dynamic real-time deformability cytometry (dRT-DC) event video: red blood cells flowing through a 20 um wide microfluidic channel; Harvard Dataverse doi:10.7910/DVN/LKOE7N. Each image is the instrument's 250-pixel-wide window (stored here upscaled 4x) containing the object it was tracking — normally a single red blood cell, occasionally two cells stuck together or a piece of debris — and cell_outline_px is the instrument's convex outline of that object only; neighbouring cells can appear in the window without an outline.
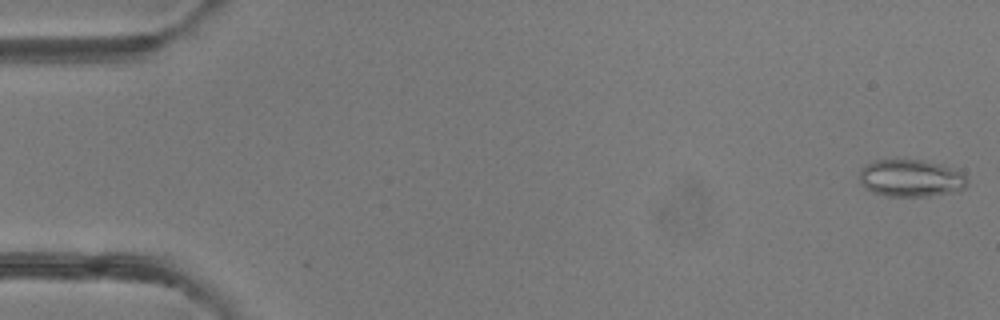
{"species": "common noctule bat (a hibernating species)", "species_latin": "Nyctalus noctula", "temperature_condition": "room temperature", "stored_images_in_passage": 49, "camera_frame_rate_fps": 3000, "um_per_image_px": 0.085, "animal": {"sex": "female"}, "frame": {"image": 1, "passage_image": 1, "time_ms": 0.0, "image_size_px": [1000, 320], "cell_outline_px": [[968, 184], [960, 192], [928, 196], [884, 196], [872, 192], [864, 188], [860, 184], [860, 172], [864, 164], [872, 160], [924, 160], [940, 164], [960, 172], [968, 180]], "centroid_in_image_um": [77.41, 15.16], "position_along_channel_um": 7.6, "area_um2": 23.7}}
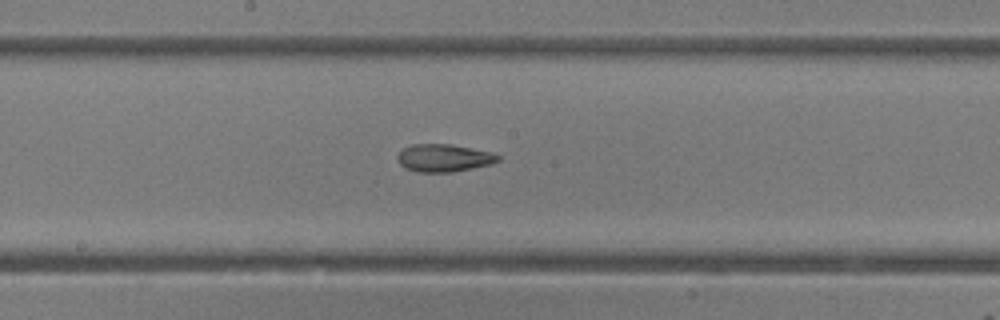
{"frame": {"image": 2, "passage_image": 26, "time_ms": 8.333, "image_size_px": [1000, 320], "cell_outline_px": [[500, 160], [492, 164], [452, 172], [420, 172], [404, 168], [396, 160], [396, 156], [404, 148], [412, 144], [452, 144], [492, 152], [500, 156]], "centroid_in_image_um": [37.73, 13.42], "position_along_channel_um": 210.5, "area_um2": 16.3}}
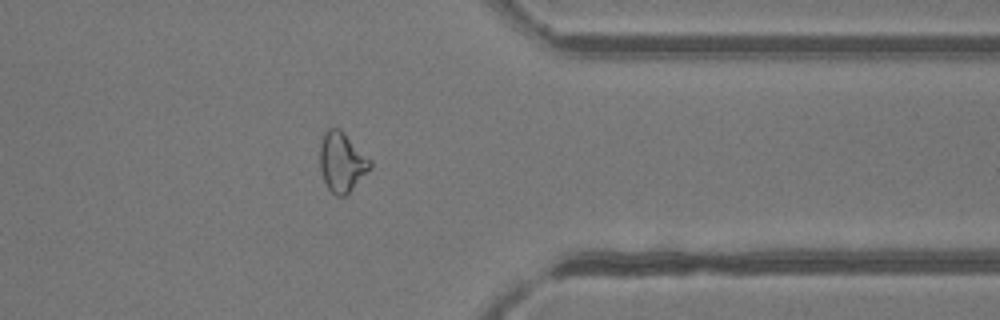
{"frame": {"image": 3, "passage_image": 39, "time_ms": 12.667, "image_size_px": [1000, 320], "cell_outline_px": [[372, 168], [344, 196], [336, 196], [328, 188], [324, 180], [320, 168], [320, 144], [324, 132], [328, 128], [340, 128], [372, 160]], "centroid_in_image_um": [29.07, 13.75], "position_along_channel_um": 382.3, "area_um2": 17.46}, "authors_computed_cell_mechanics": {"area_um2": 17.918, "velocity_mm_per_s": 4.2182, "shape_relaxation_time_tau1_ms": 5.4991, "shape_relaxation_time_tau2_ms": 2.8213, "deformation_change_tau1": 0.1443, "deformation_change_tau2": 0.0994}}